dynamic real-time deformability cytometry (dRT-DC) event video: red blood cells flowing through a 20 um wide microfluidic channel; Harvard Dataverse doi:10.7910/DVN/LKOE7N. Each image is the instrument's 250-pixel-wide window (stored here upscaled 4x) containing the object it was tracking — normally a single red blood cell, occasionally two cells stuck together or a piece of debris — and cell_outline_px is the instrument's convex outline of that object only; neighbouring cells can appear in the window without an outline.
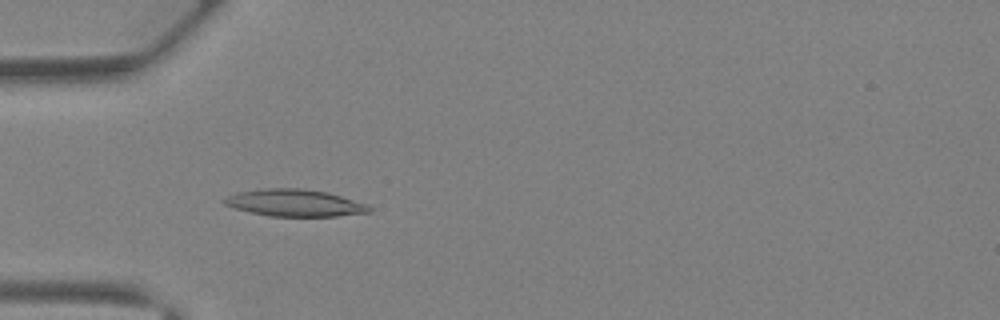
{"species": "Egyptian fruit bat (a non-hibernating species)", "species_latin": "Rousettus aegyptiacus", "temperature_condition": "warm", "stored_images_in_passage": 42, "camera_frame_rate_fps": 3000, "um_per_image_px": 0.085, "animal": {"sex": "female"}, "frame": {"image": 1, "passage_image": 14, "time_ms": 4.333, "image_size_px": [1000, 320], "cell_outline_px": [[372, 212], [336, 216], [268, 216], [232, 208], [224, 204], [220, 200], [236, 192], [264, 188], [304, 188], [328, 192], [368, 204], [372, 208]], "centroid_in_image_um": [25.04, 17.24], "position_along_channel_um": 60.0, "area_um2": 23.12}}
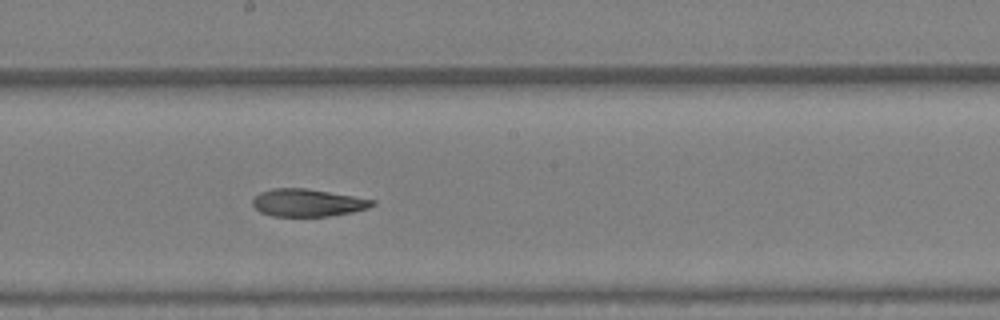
{"frame": {"image": 2, "passage_image": 24, "time_ms": 7.667, "image_size_px": [1000, 320], "cell_outline_px": [[376, 204], [368, 208], [352, 212], [332, 216], [272, 216], [260, 212], [252, 204], [252, 200], [260, 192], [272, 188], [304, 188], [376, 200]], "centroid_in_image_um": [26.15, 17.24], "position_along_channel_um": 222.1, "area_um2": 19.13}}
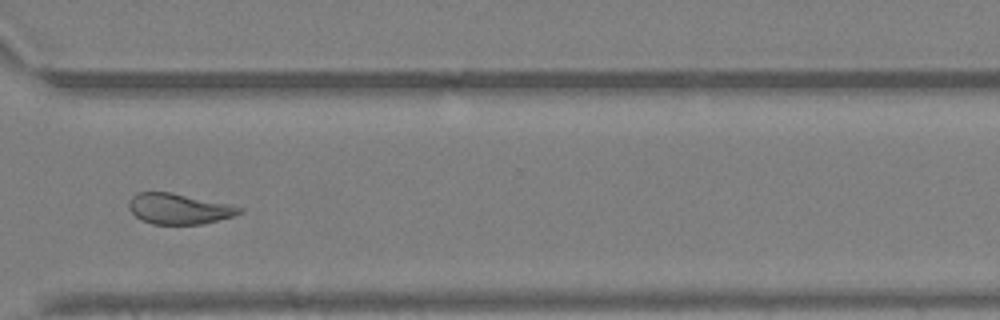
{"frame": {"image": 3, "passage_image": 32, "time_ms": 10.333, "image_size_px": [1000, 320], "cell_outline_px": [[244, 212], [232, 216], [200, 224], [152, 224], [140, 220], [128, 208], [128, 204], [132, 196], [136, 192], [172, 192], [228, 204], [244, 208]], "centroid_in_image_um": [15.18, 17.74], "position_along_channel_um": 355.4, "area_um2": 19.65}, "authors_computed_cell_mechanics": {"area_um2": 21.5305, "velocity_mm_per_s": 4.9906, "shape_relaxation_time_tau1_ms": 4.7415, "shape_relaxation_time_tau2_ms": 3.5518, "deformation_change_tau1": 0.1946, "deformation_change_tau2": 0.1356}}